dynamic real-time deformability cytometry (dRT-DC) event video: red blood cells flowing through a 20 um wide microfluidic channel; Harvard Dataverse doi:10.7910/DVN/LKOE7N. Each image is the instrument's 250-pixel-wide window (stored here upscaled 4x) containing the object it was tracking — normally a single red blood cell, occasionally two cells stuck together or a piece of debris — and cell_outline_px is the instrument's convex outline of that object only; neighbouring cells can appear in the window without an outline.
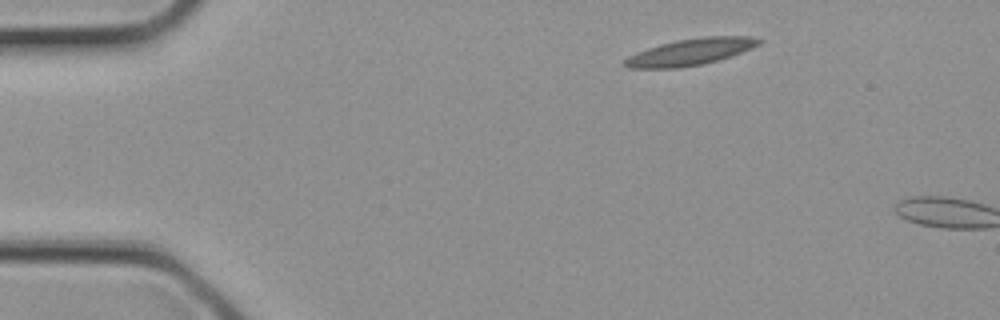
{"species": "common noctule bat (a hibernating species)", "species_latin": "Nyctalus noctula", "temperature_condition": "cold", "stored_images_in_passage": 4, "camera_frame_rate_fps": 3000, "um_per_image_px": 0.085, "animal": {"sex": "female", "body_mass_g": 21.9}, "frame": {"image": 1, "passage_image": 4, "time_ms": 1.0, "image_size_px": [1000, 320], "cell_outline_px": [[764, 40], [760, 44], [752, 48], [704, 64], [676, 68], [628, 68], [620, 64], [628, 56], [636, 52], [660, 44], [676, 40], [704, 36], [748, 36]], "centroid_in_image_um": [58.64, 4.41], "position_along_channel_um": 26.4, "area_um2": 20.75}}